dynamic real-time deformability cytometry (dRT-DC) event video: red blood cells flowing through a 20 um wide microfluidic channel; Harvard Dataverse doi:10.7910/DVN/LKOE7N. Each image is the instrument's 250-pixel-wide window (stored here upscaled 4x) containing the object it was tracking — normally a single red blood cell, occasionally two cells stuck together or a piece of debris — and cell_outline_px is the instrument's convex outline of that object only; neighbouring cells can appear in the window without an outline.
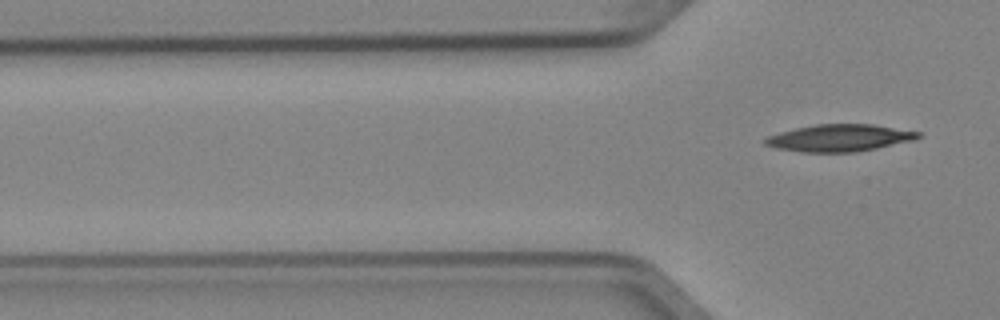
{"species": "Egyptian fruit bat (a non-hibernating species)", "species_latin": "Rousettus aegyptiacus", "temperature_condition": "cold", "stored_images_in_passage": 6, "camera_frame_rate_fps": 3000, "um_per_image_px": 0.085, "animal": {"sex": "female"}, "frame": {"image": 1, "passage_image": 6, "time_ms": 1.667, "image_size_px": [1000, 320], "cell_outline_px": [[920, 136], [912, 140], [876, 148], [856, 152], [800, 152], [776, 148], [764, 144], [764, 140], [768, 136], [780, 132], [796, 128], [816, 124], [872, 124], [920, 132]], "centroid_in_image_um": [71.32, 11.72], "position_along_channel_um": 54.5, "area_um2": 23.87}}